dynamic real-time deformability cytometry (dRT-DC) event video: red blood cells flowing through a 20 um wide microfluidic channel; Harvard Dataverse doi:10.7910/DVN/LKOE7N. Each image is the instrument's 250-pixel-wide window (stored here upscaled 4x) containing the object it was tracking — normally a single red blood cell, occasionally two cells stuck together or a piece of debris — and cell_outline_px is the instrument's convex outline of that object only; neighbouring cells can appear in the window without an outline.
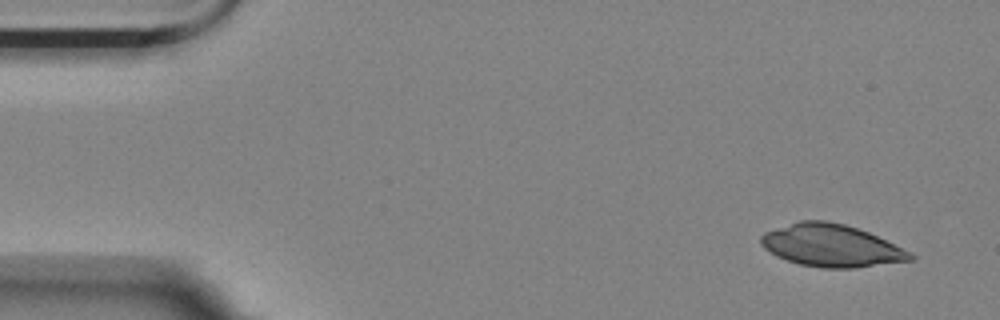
{"species": "Egyptian fruit bat (a non-hibernating species)", "species_latin": "Rousettus aegyptiacus", "temperature_condition": "room temperature", "stored_images_in_passage": 10, "camera_frame_rate_fps": 3000, "um_per_image_px": 0.085, "animal": {"sex": "female"}, "frame": {"image": 1, "passage_image": 1, "time_ms": 0.0, "image_size_px": [1000, 320], "cell_outline_px": [[916, 260], [856, 268], [820, 268], [800, 264], [776, 256], [764, 248], [760, 244], [760, 236], [764, 232], [800, 220], [828, 220], [844, 224], [868, 232], [912, 252], [916, 256]], "centroid_in_image_um": [70.68, 20.88], "position_along_channel_um": 14.3, "area_um2": 37.11}}